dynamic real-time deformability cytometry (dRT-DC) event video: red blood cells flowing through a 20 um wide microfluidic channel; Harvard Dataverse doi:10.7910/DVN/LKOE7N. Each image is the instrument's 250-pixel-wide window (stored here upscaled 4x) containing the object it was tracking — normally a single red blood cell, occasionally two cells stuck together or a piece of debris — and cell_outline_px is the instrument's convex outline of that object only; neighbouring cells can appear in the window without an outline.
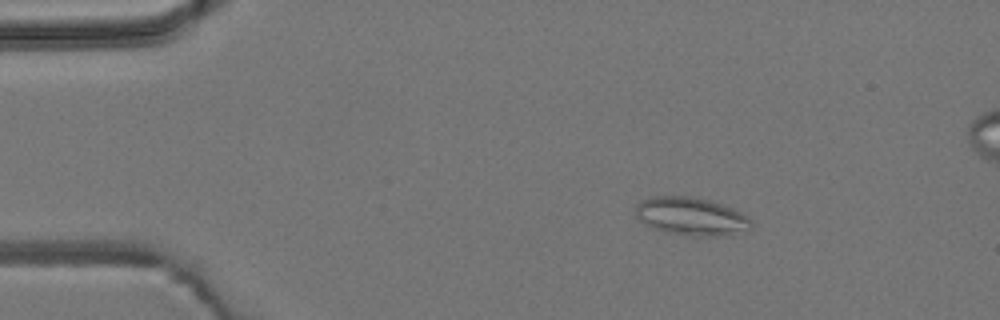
{"species": "common noctule bat (a hibernating species)", "species_latin": "Nyctalus noctula", "temperature_condition": "room temperature", "stored_images_in_passage": 5, "camera_frame_rate_fps": 3000, "um_per_image_px": 0.085, "animal": {"sex": "male", "body_mass_g": 19.2, "forearm_length_mm": 51.8}, "frame": {"image": 1, "passage_image": 2, "time_ms": 1.0, "image_size_px": [1000, 320], "cell_outline_px": [[752, 228], [748, 232], [732, 236], [688, 236], [668, 232], [644, 224], [636, 216], [636, 204], [640, 200], [652, 196], [692, 196], [724, 204], [748, 216], [752, 220]], "centroid_in_image_um": [58.82, 18.4], "position_along_channel_um": 26.2, "area_um2": 26.18}}